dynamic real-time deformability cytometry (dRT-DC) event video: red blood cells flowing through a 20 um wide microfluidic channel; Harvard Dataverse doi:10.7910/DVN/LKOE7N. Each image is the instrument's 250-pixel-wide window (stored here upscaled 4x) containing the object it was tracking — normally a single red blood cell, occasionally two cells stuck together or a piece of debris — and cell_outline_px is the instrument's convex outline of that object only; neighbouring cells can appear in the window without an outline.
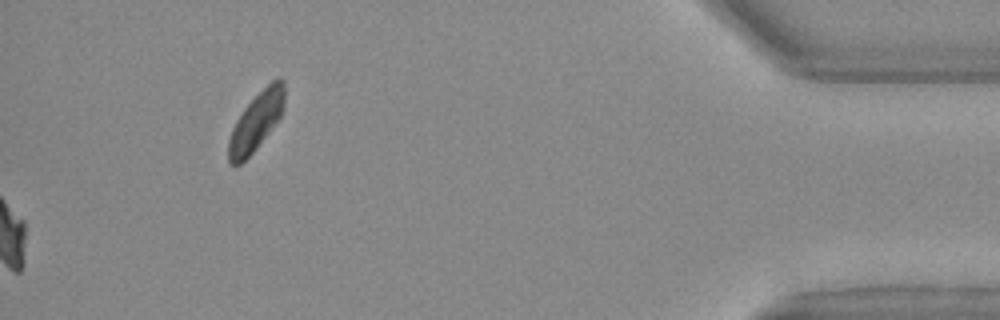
{"species": "Egyptian fruit bat (a non-hibernating species)", "species_latin": "Rousettus aegyptiacus", "temperature_condition": "warm", "stored_images_in_passage": 41, "camera_frame_rate_fps": 3000, "um_per_image_px": 0.085, "animal": {"sex": "female"}, "frame": {"image": 1, "passage_image": 41, "time_ms": 13.333, "image_size_px": [1000, 320], "cell_outline_px": [[284, 108], [280, 116], [256, 148], [240, 164], [228, 164], [228, 140], [232, 128], [236, 120], [244, 108], [272, 80], [280, 76], [284, 80]], "centroid_in_image_um": [21.76, 10.31], "position_along_channel_um": 413.4, "area_um2": 18.55}}